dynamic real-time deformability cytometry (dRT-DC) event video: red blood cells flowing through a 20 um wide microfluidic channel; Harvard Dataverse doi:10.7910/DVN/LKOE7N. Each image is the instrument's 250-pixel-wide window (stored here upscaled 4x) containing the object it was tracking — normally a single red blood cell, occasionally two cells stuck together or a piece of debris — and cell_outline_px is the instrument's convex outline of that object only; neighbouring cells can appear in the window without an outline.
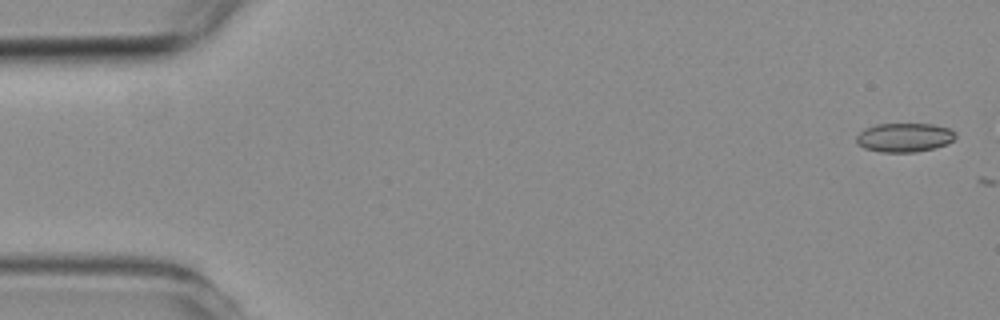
{"species": "common noctule bat (a hibernating species)", "species_latin": "Nyctalus noctula", "temperature_condition": "room temperature", "stored_images_in_passage": 2, "camera_frame_rate_fps": 3000, "um_per_image_px": 0.085, "animal": {"sex": "female", "body_mass_g": 19.3, "forearm_length_mm": 54.1}, "frame": {"image": 1, "passage_image": 1, "time_ms": 0.0, "image_size_px": [1000, 320], "cell_outline_px": [[956, 136], [948, 144], [936, 148], [916, 152], [880, 152], [864, 148], [856, 144], [856, 136], [864, 128], [876, 124], [932, 124], [948, 128], [956, 132]], "centroid_in_image_um": [76.86, 11.69], "position_along_channel_um": 8.1, "area_um2": 16.94}}